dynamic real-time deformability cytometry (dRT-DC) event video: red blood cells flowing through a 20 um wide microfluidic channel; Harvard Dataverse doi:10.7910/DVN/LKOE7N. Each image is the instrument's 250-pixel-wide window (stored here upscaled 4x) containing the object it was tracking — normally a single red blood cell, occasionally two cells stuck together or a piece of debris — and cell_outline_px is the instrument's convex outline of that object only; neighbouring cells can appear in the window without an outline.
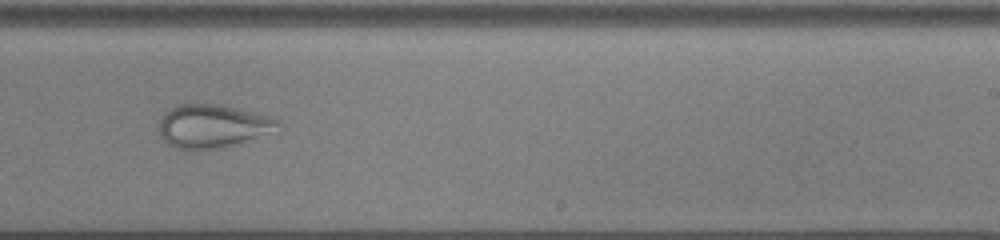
{"species": "common noctule bat (a hibernating species)", "species_latin": "Nyctalus noctula", "temperature_condition": "cold", "stored_images_in_passage": 57, "camera_frame_rate_fps": 3000, "um_per_image_px": 0.085, "animal": {"sex": "male", "body_mass_g": 13.0, "forearm_length_mm": 53.1}, "frame": {"image": 1, "passage_image": 37, "time_ms": 12.0, "image_size_px": [1000, 240], "cell_outline_px": [[280, 124], [236, 144], [224, 148], [176, 148], [168, 144], [160, 136], [156, 128], [164, 112], [176, 104], [220, 104], [272, 116], [280, 120]], "centroid_in_image_um": [17.94, 10.68], "position_along_channel_um": 271.1, "area_um2": 29.42}}
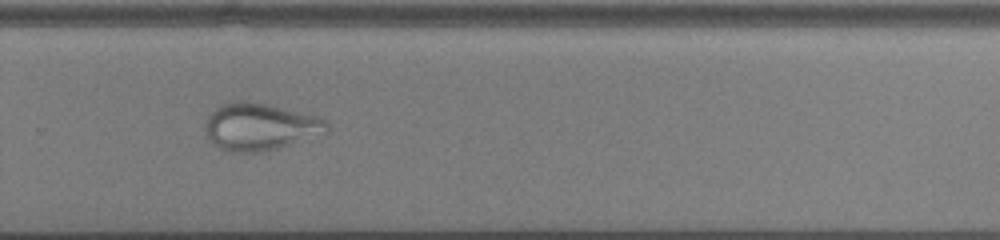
{"frame": {"image": 2, "passage_image": 40, "time_ms": 13.0, "image_size_px": [1000, 240], "cell_outline_px": [[328, 132], [292, 144], [260, 152], [236, 152], [220, 148], [208, 136], [204, 128], [204, 124], [208, 116], [220, 104], [236, 100], [244, 100], [268, 104], [316, 116], [328, 120]], "centroid_in_image_um": [22.11, 10.75], "position_along_channel_um": 307.7, "area_um2": 33.29}}
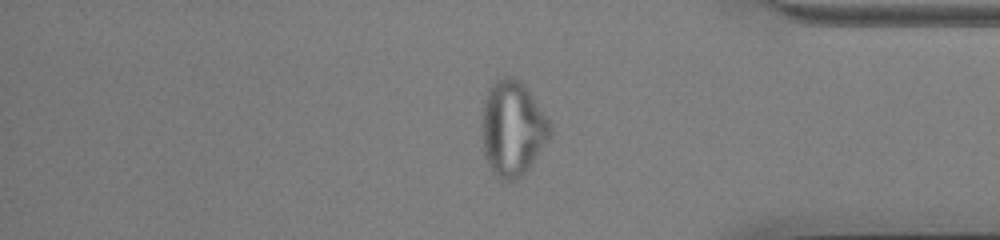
{"frame": {"image": 3, "passage_image": 48, "time_ms": 15.667, "image_size_px": [1000, 240], "cell_outline_px": [[552, 132], [548, 140], [528, 168], [516, 180], [500, 180], [492, 172], [484, 156], [480, 128], [484, 100], [488, 88], [496, 80], [504, 76], [512, 76], [520, 80], [524, 84], [548, 120], [552, 128]], "centroid_in_image_um": [43.52, 10.91], "position_along_channel_um": 391.7, "area_um2": 37.92}}